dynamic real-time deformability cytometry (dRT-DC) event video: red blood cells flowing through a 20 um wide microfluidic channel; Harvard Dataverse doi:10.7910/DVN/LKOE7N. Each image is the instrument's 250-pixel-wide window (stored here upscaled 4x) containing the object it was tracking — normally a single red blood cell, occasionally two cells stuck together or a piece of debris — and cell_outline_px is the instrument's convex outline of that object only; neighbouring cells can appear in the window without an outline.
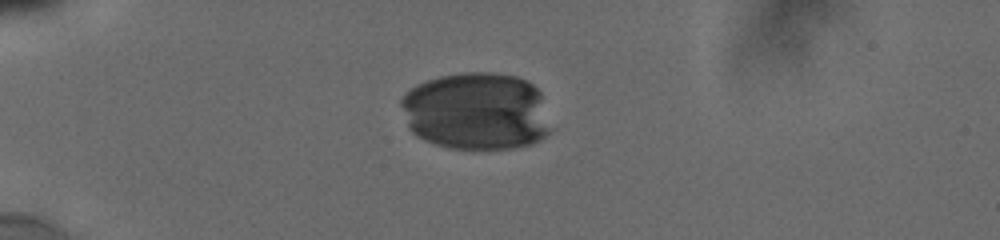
{"species": "human", "species_latin": "Homo sapiens", "temperature_condition": "cold", "stored_images_in_passage": 15, "camera_frame_rate_fps": 3000, "um_per_image_px": 0.085, "donor": {"sex": "male"}, "frame": {"image": 1, "passage_image": 1, "time_ms": 0.0, "image_size_px": [1000, 240], "cell_outline_px": [[548, 132], [540, 140], [532, 144], [516, 148], [448, 148], [436, 144], [416, 136], [408, 128], [400, 104], [400, 100], [416, 84], [440, 76], [464, 72], [492, 72], [516, 76], [528, 80], [540, 92], [548, 128]], "centroid_in_image_um": [40.46, 9.44], "position_along_channel_um": 44.5, "area_um2": 67.57}}